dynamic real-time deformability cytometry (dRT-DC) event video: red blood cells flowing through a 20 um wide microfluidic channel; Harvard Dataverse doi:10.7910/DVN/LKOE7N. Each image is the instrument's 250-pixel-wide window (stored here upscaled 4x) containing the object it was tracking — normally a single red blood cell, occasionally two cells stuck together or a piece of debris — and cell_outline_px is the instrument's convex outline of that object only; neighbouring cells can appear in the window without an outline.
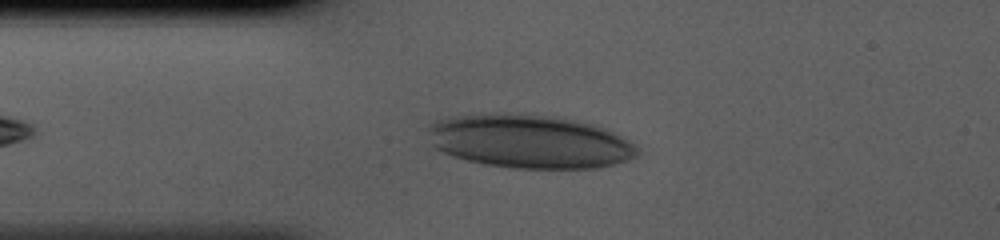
{"species": "human", "species_latin": "Homo sapiens", "temperature_condition": "cold", "stored_images_in_passage": 35, "camera_frame_rate_fps": 3000, "um_per_image_px": 0.085, "donor": {"sex": "male"}, "frame": {"image": 1, "passage_image": 5, "time_ms": 1.333, "image_size_px": [1000, 240], "cell_outline_px": [[640, 152], [636, 156], [628, 160], [616, 164], [600, 168], [512, 168], [484, 164], [452, 156], [436, 148], [432, 144], [428, 128], [428, 124], [436, 120], [448, 116], [488, 112], [540, 116], [588, 124], [612, 132], [628, 140]], "centroid_in_image_um": [44.93, 12.04], "position_along_channel_um": 40.1, "area_um2": 64.68}}
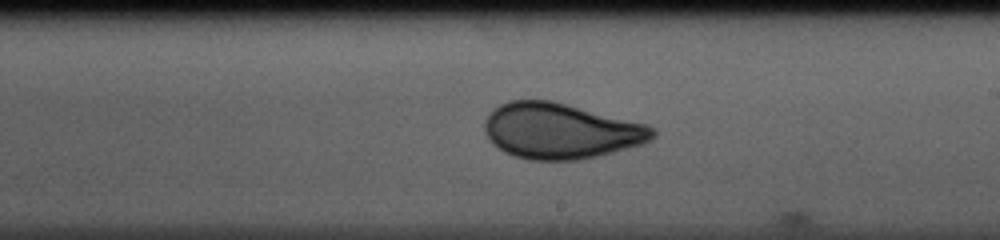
{"frame": {"image": 2, "passage_image": 20, "time_ms": 6.333, "image_size_px": [1000, 240], "cell_outline_px": [[656, 136], [652, 140], [640, 144], [612, 152], [596, 156], [576, 160], [528, 160], [512, 156], [504, 152], [492, 144], [488, 140], [484, 132], [484, 120], [492, 108], [508, 100], [552, 100], [648, 124], [656, 128]], "centroid_in_image_um": [47.62, 11.12], "position_along_channel_um": 241.4, "area_um2": 55.03}}
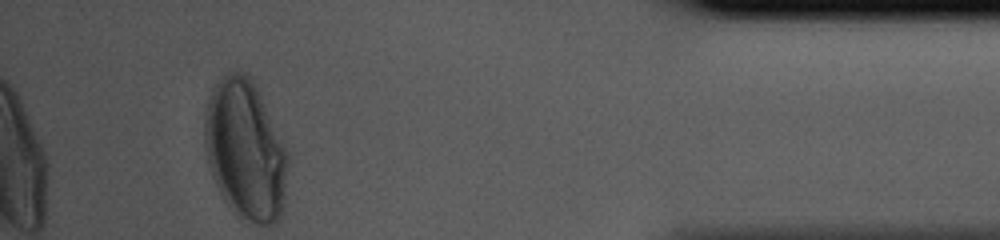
{"frame": {"image": 3, "passage_image": 35, "time_ms": 11.333, "image_size_px": [1000, 240], "cell_outline_px": [[288, 164], [284, 200], [280, 216], [272, 224], [256, 224], [232, 212], [220, 192], [212, 176], [204, 144], [204, 116], [208, 96], [216, 80], [220, 76], [228, 72], [244, 72], [252, 80], [256, 88], [288, 156]], "centroid_in_image_um": [20.81, 12.74], "position_along_channel_um": 414.4, "area_um2": 67.05}}